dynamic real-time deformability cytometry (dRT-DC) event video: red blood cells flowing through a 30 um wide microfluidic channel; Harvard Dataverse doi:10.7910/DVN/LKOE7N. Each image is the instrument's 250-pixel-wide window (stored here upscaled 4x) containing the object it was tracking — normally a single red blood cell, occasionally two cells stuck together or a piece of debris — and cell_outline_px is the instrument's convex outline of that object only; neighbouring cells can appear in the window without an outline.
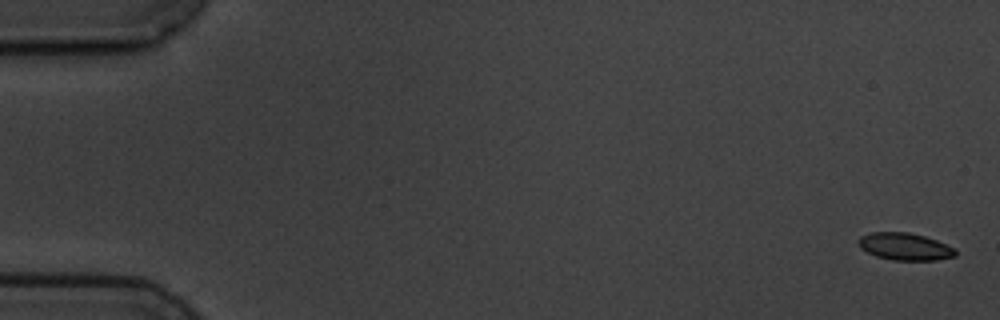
{"species": "common noctule bat (a hibernating species)", "species_latin": "Nyctalus noctula", "temperature_condition": "cold", "stored_images_in_passage": 7, "camera_frame_rate_fps": 3000, "um_per_image_px": 0.085, "animal": {"sex": "male", "body_mass_g": 19.5, "forearm_length_mm": 54.6}, "frame": {"image": 1, "passage_image": 1, "time_ms": 0.0, "image_size_px": [1000, 320], "cell_outline_px": [[956, 256], [936, 260], [892, 260], [876, 256], [860, 248], [856, 240], [860, 236], [872, 232], [908, 232], [924, 236], [936, 240], [956, 248]], "centroid_in_image_um": [76.9, 20.95], "position_along_channel_um": 8.1, "area_um2": 15.49}}
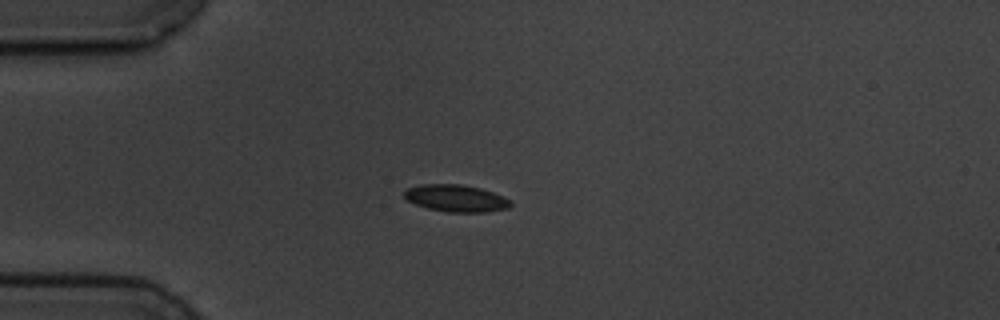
{"frame": {"image": 2, "passage_image": 5, "time_ms": 4.667, "image_size_px": [1000, 320], "cell_outline_px": [[512, 204], [508, 208], [484, 212], [448, 212], [428, 208], [416, 204], [408, 200], [404, 196], [404, 192], [408, 188], [420, 184], [460, 184], [480, 188], [504, 196], [512, 200]], "centroid_in_image_um": [38.79, 16.85], "position_along_channel_um": 46.2, "area_um2": 16.7}}
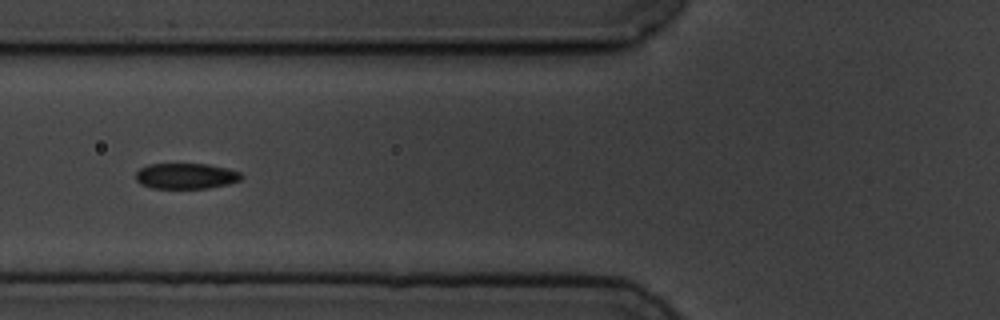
{"frame": {"image": 3, "passage_image": 7, "time_ms": 7.0, "image_size_px": [1000, 320], "cell_outline_px": [[244, 176], [240, 180], [228, 184], [208, 188], [152, 188], [140, 184], [136, 180], [136, 172], [140, 168], [148, 164], [208, 164], [228, 168], [240, 172]], "centroid_in_image_um": [15.81, 14.96], "position_along_channel_um": 110.0, "area_um2": 15.9}}